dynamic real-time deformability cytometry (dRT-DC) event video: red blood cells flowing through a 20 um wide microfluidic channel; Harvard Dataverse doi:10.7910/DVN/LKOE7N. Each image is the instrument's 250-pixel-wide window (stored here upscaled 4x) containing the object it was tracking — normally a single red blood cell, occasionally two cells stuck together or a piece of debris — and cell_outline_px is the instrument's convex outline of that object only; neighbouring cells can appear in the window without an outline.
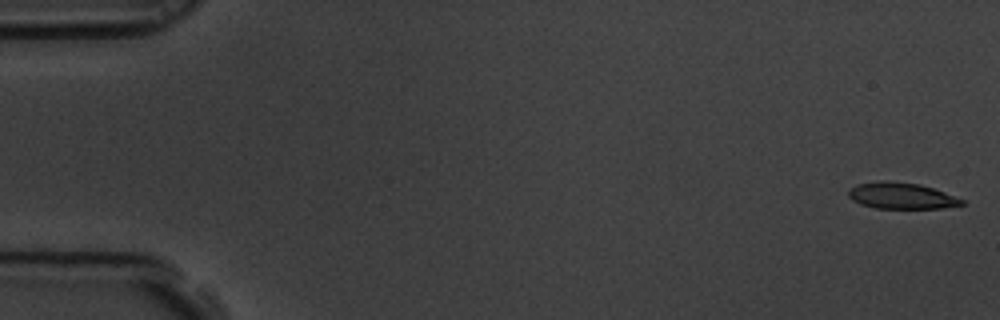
{"species": "common noctule bat (a hibernating species)", "species_latin": "Nyctalus noctula", "temperature_condition": "room temperature", "stored_images_in_passage": 57, "camera_frame_rate_fps": 3000, "um_per_image_px": 0.085, "animal": {"sex": "male", "body_mass_g": 19.5, "forearm_length_mm": 54.6}, "frame": {"image": 1, "passage_image": 1, "time_ms": 0.0, "image_size_px": [1000, 320], "cell_outline_px": [[964, 204], [944, 208], [876, 208], [860, 204], [852, 200], [848, 196], [848, 188], [856, 184], [880, 180], [888, 180], [920, 184], [944, 192], [964, 200]], "centroid_in_image_um": [76.56, 16.63], "position_along_channel_um": 8.4, "area_um2": 17.46}}
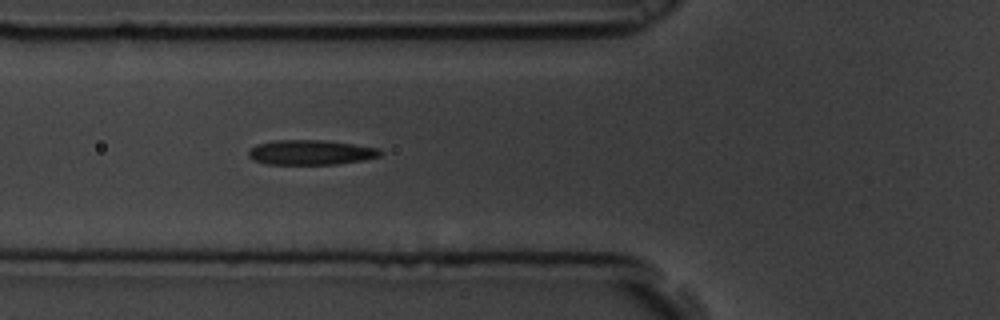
{"frame": {"image": 2, "passage_image": 21, "time_ms": 6.667, "image_size_px": [1000, 320], "cell_outline_px": [[384, 152], [380, 156], [364, 160], [336, 164], [268, 164], [252, 160], [248, 156], [248, 152], [256, 144], [276, 140], [324, 140], [380, 148]], "centroid_in_image_um": [26.43, 12.95], "position_along_channel_um": 99.4, "area_um2": 19.13}}
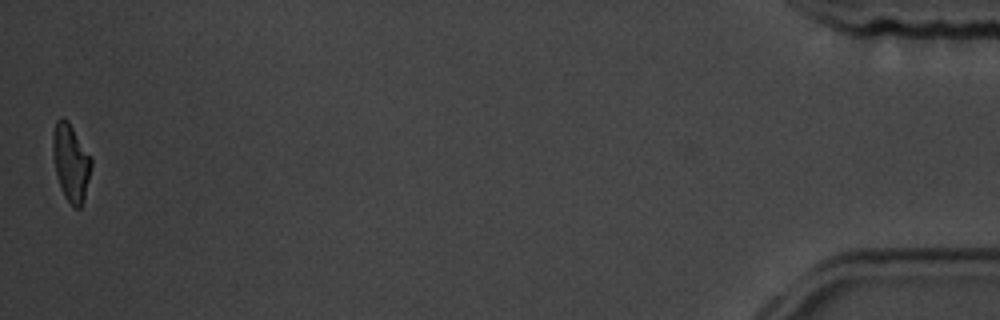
{"frame": {"image": 3, "passage_image": 57, "time_ms": 18.667, "image_size_px": [1000, 320], "cell_outline_px": [[92, 168], [84, 200], [80, 208], [76, 208], [64, 196], [56, 172], [52, 152], [52, 136], [56, 120], [60, 116], [64, 116], [68, 120], [92, 156]], "centroid_in_image_um": [6.04, 13.75], "position_along_channel_um": 429.2, "area_um2": 17.57}, "authors_computed_cell_mechanics": {"area_um2": 18.5538, "velocity_mm_per_s": 3.5439, "shape_relaxation_time_tau1_ms": 6.0945, "shape_relaxation_time_tau2_ms": 4.0839, "deformation_change_tau1": 0.1785, "deformation_change_tau2": 0.123}}